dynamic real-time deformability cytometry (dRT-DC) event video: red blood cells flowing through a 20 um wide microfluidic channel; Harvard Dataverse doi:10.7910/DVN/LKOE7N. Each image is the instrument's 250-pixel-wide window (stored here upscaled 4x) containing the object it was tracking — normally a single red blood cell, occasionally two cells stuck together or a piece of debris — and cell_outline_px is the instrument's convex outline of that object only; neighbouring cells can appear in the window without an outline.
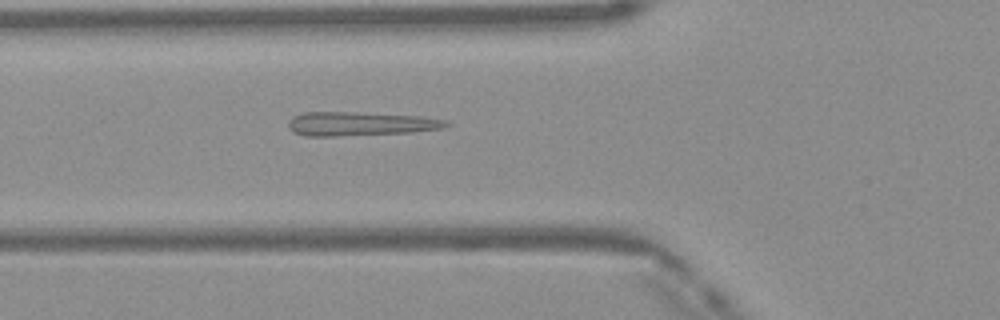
{"species": "Egyptian fruit bat (a non-hibernating species)", "species_latin": "Rousettus aegyptiacus", "temperature_condition": "warm", "stored_images_in_passage": 38, "camera_frame_rate_fps": 3000, "um_per_image_px": 0.085, "frame": {"image": 1, "passage_image": 7, "time_ms": 2.0, "image_size_px": [1000, 320], "cell_outline_px": [[452, 124], [444, 128], [412, 132], [336, 136], [304, 136], [292, 132], [288, 128], [288, 120], [292, 116], [304, 112], [356, 112], [420, 116], [448, 120]], "centroid_in_image_um": [30.6, 10.52], "position_along_channel_um": 95.2, "area_um2": 22.25}}
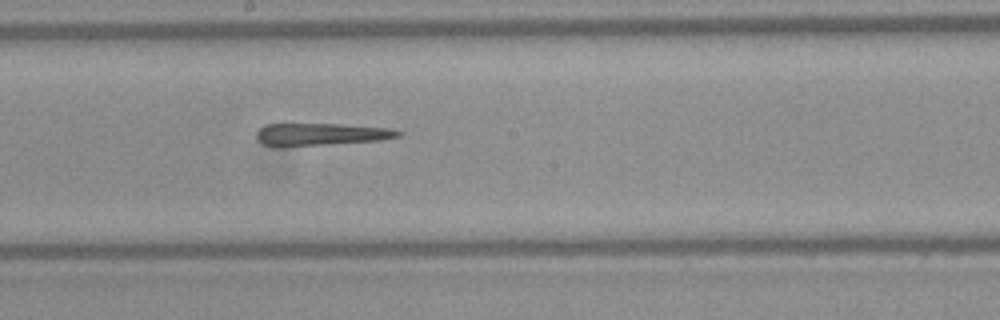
{"frame": {"image": 2, "passage_image": 16, "time_ms": 5.0, "image_size_px": [1000, 320], "cell_outline_px": [[404, 132], [400, 136], [380, 140], [320, 144], [264, 144], [256, 136], [256, 132], [260, 128], [268, 124], [340, 124], [388, 128]], "centroid_in_image_um": [27.38, 11.37], "position_along_channel_um": 220.8, "area_um2": 17.46}}
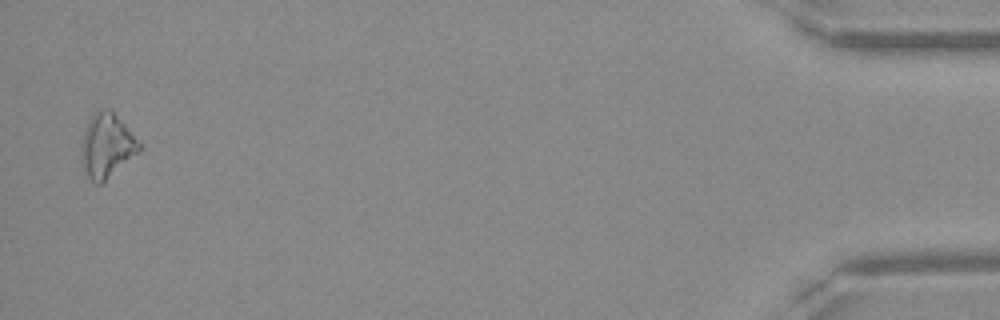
{"frame": {"image": 3, "passage_image": 37, "time_ms": 12.0, "image_size_px": [1000, 320], "cell_outline_px": [[140, 152], [100, 184], [96, 184], [88, 176], [80, 160], [84, 132], [88, 120], [96, 112], [104, 108], [112, 108], [140, 144]], "centroid_in_image_um": [9.07, 12.36], "position_along_channel_um": 426.1, "area_um2": 21.33}}